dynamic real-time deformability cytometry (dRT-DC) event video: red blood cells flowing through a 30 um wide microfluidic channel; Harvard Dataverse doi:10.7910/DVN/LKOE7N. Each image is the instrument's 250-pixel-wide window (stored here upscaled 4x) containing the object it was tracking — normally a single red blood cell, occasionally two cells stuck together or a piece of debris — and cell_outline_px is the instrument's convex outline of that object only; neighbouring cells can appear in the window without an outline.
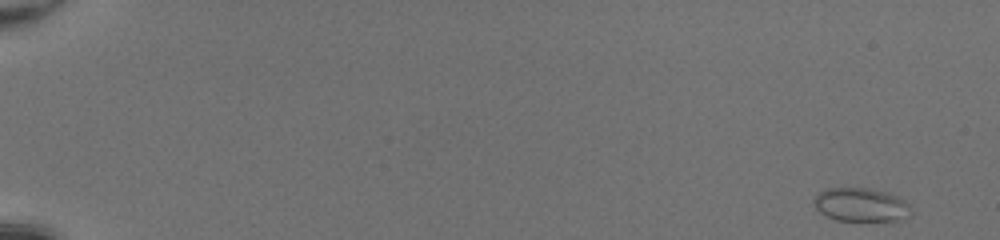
{"species": "common noctule bat (a hibernating species)", "species_latin": "Nyctalus noctula", "temperature_condition": "room temperature", "stored_images_in_passage": 23, "camera_frame_rate_fps": 3000, "um_per_image_px": 0.085, "animal": {"sex": "female", "body_mass_g": 20.0, "forearm_length_mm": 54.0}, "frame": {"image": 1, "passage_image": 1, "time_ms": 0.0, "image_size_px": [1000, 240], "cell_outline_px": [[912, 212], [908, 216], [900, 220], [836, 220], [820, 212], [816, 208], [812, 200], [820, 192], [828, 188], [872, 188], [888, 192], [904, 200], [908, 204]], "centroid_in_image_um": [73.19, 17.39], "position_along_channel_um": 11.8, "area_um2": 18.9}}
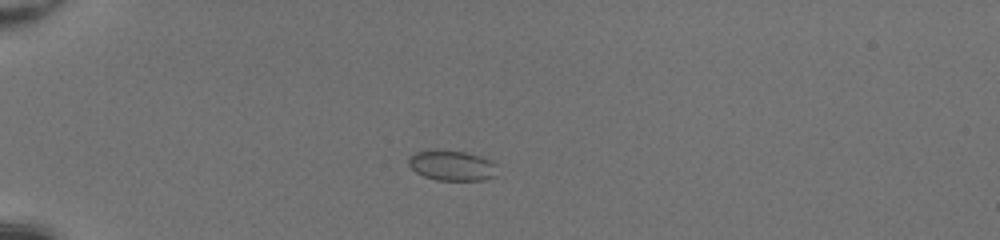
{"frame": {"image": 2, "passage_image": 14, "time_ms": 4.333, "image_size_px": [1000, 240], "cell_outline_px": [[496, 176], [484, 180], [436, 180], [424, 176], [416, 172], [408, 164], [408, 156], [416, 152], [464, 152], [480, 156], [492, 160], [496, 164]], "centroid_in_image_um": [38.45, 14.1], "position_along_channel_um": 46.5, "area_um2": 15.26}}
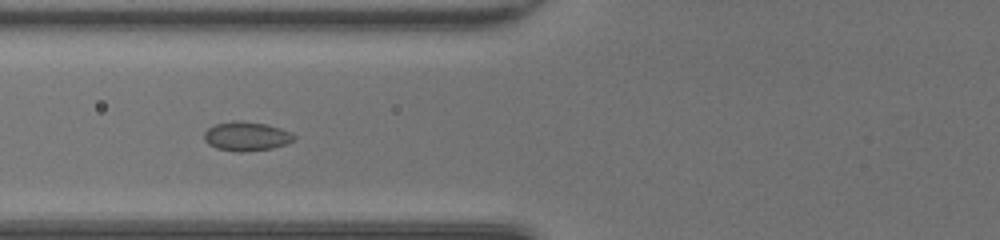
{"frame": {"image": 3, "passage_image": 21, "time_ms": 6.667, "image_size_px": [1000, 240], "cell_outline_px": [[296, 140], [288, 144], [272, 148], [240, 152], [216, 148], [208, 144], [204, 140], [204, 132], [208, 128], [216, 124], [232, 120], [240, 120], [268, 124], [292, 132], [296, 136]], "centroid_in_image_um": [20.98, 11.57], "position_along_channel_um": 104.8, "area_um2": 15.49}}